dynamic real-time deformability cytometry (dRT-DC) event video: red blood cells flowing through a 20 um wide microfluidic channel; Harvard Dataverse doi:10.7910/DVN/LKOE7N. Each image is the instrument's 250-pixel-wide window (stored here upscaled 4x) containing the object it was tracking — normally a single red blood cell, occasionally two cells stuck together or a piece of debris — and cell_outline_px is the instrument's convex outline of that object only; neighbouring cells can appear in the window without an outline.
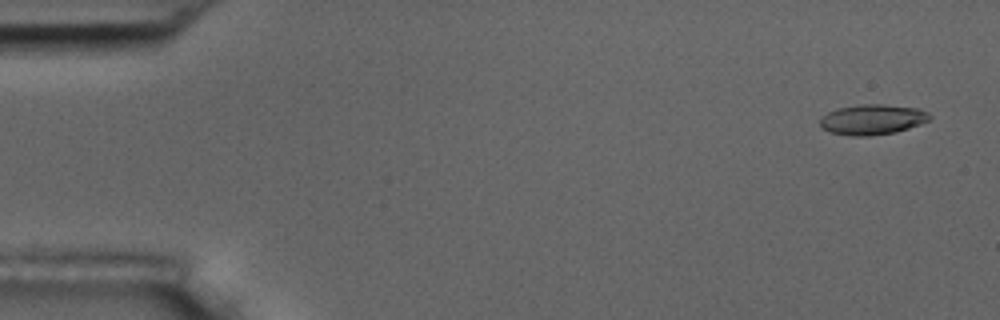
{"species": "common noctule bat (a hibernating species)", "species_latin": "Nyctalus noctula", "temperature_condition": "room temperature", "stored_images_in_passage": 3, "camera_frame_rate_fps": 3000, "um_per_image_px": 0.085, "animal": {"sex": "male", "body_mass_g": 17.5, "forearm_length_mm": 52.3}, "frame": {"image": 1, "passage_image": 1, "time_ms": 0.0, "image_size_px": [1000, 320], "cell_outline_px": [[932, 116], [928, 120], [920, 124], [896, 132], [868, 136], [852, 136], [832, 132], [820, 128], [820, 116], [836, 108], [864, 104], [884, 104], [920, 108], [928, 112]], "centroid_in_image_um": [74.14, 10.15], "position_along_channel_um": 10.9, "area_um2": 19.48}}